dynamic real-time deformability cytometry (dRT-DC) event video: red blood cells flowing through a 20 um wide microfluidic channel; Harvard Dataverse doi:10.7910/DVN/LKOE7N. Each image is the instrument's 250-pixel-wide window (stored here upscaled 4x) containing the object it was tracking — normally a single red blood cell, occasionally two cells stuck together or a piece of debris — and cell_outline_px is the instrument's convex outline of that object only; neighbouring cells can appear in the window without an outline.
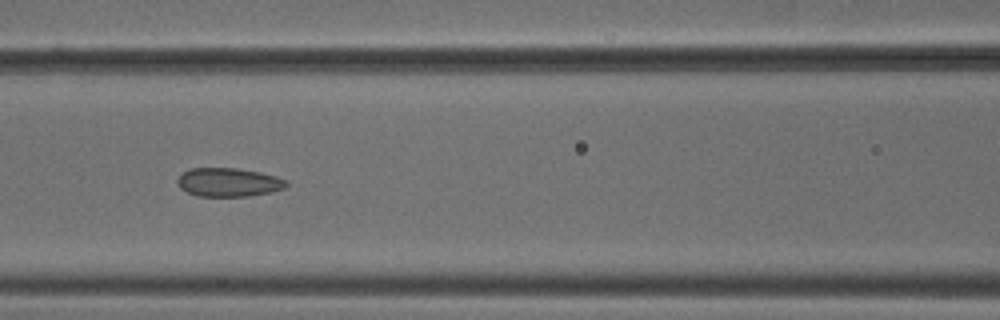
{"species": "common noctule bat (a hibernating species)", "species_latin": "Nyctalus noctula", "temperature_condition": "cold", "stored_images_in_passage": 8, "camera_frame_rate_fps": 3000, "um_per_image_px": 0.085, "animal": {"sex": "male", "body_mass_g": 18.8}, "frame": {"image": 1, "passage_image": 6, "time_ms": 1.667, "image_size_px": [1000, 320], "cell_outline_px": [[288, 184], [284, 188], [272, 192], [248, 196], [196, 196], [180, 188], [176, 180], [188, 168], [236, 168], [260, 172], [276, 176], [284, 180]], "centroid_in_image_um": [19.41, 15.49], "position_along_channel_um": 147.2, "area_um2": 18.15}}
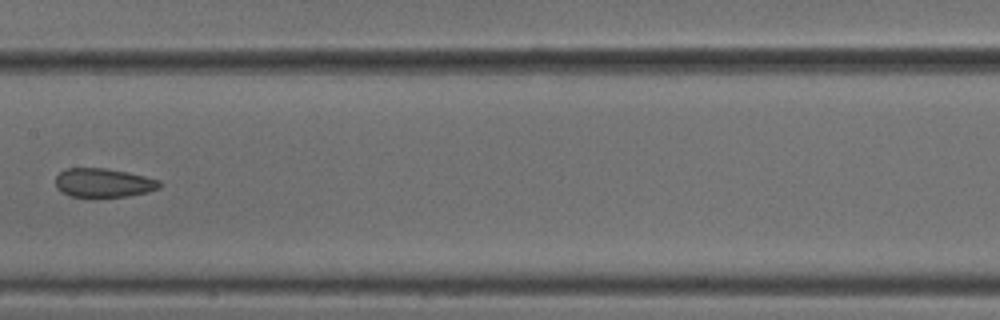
{"frame": {"image": 2, "passage_image": 7, "time_ms": 2.0, "image_size_px": [1000, 320], "cell_outline_px": [[160, 188], [148, 192], [128, 196], [68, 196], [60, 192], [56, 188], [56, 176], [60, 172], [68, 168], [104, 168], [128, 172], [160, 180]], "centroid_in_image_um": [8.78, 15.53], "position_along_channel_um": 198.6, "area_um2": 17.46}}
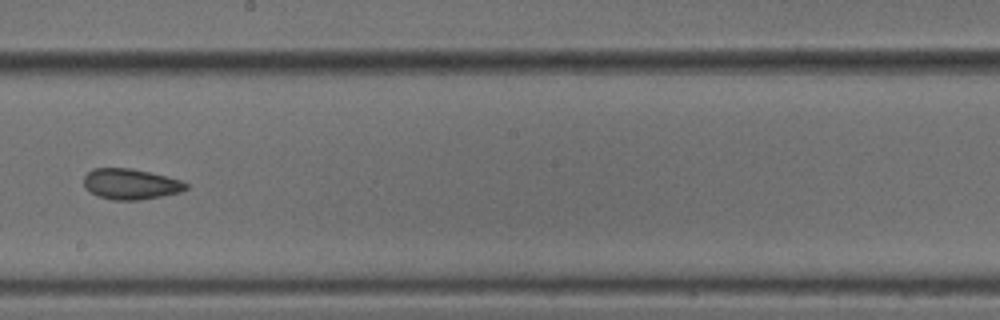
{"frame": {"image": 3, "passage_image": 8, "time_ms": 2.333, "image_size_px": [1000, 320], "cell_outline_px": [[188, 188], [180, 192], [140, 200], [112, 200], [100, 196], [84, 188], [84, 176], [92, 168], [128, 168], [148, 172], [180, 180], [188, 184]], "centroid_in_image_um": [11.08, 15.65], "position_along_channel_um": 237.1, "area_um2": 18.03}}